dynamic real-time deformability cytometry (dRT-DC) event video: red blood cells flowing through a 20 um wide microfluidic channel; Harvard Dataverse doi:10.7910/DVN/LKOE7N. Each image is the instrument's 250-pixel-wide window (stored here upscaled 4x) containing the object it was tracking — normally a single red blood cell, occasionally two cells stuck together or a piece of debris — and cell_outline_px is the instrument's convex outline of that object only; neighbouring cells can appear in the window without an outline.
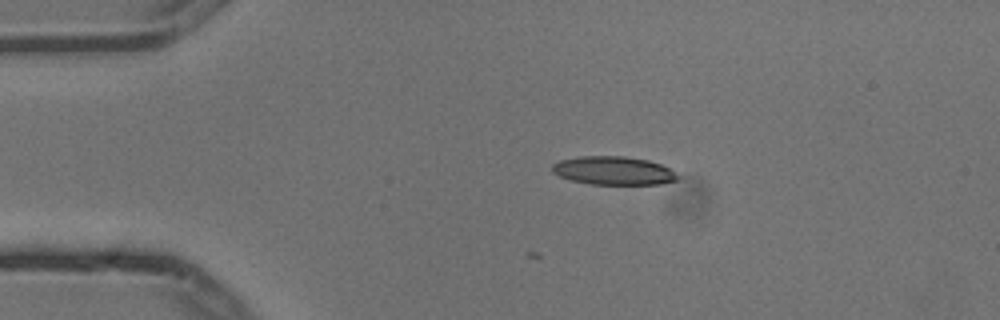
{"species": "common noctule bat (a hibernating species)", "species_latin": "Nyctalus noctula", "temperature_condition": "cold", "stored_images_in_passage": 4, "camera_frame_rate_fps": 3000, "um_per_image_px": 0.085, "animal": {"sex": "male", "body_mass_g": 13.3}, "frame": {"image": 1, "passage_image": 2, "time_ms": 0.333, "image_size_px": [1000, 320], "cell_outline_px": [[684, 176], [680, 180], [660, 184], [588, 184], [572, 180], [560, 176], [552, 172], [552, 164], [560, 160], [580, 156], [624, 156], [648, 160], [660, 164]], "centroid_in_image_um": [52.21, 14.51], "position_along_channel_um": 32.8, "area_um2": 20.98}}
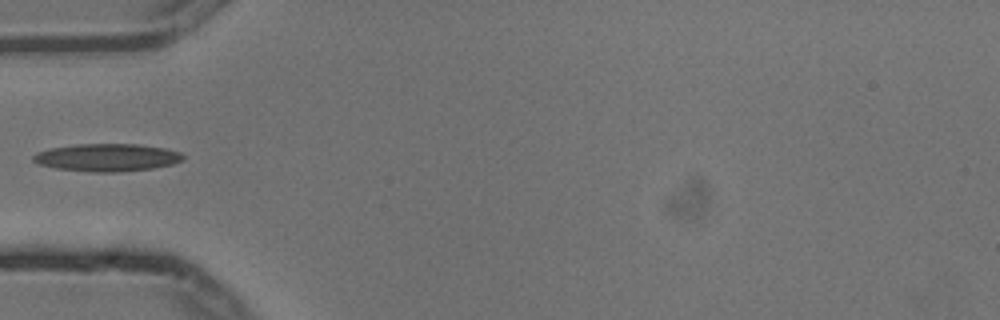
{"frame": {"image": 2, "passage_image": 4, "time_ms": 1.0, "image_size_px": [1000, 320], "cell_outline_px": [[184, 156], [180, 160], [172, 164], [152, 168], [116, 172], [92, 172], [56, 168], [40, 164], [32, 160], [32, 156], [36, 152], [48, 148], [76, 144], [136, 144], [164, 148], [180, 152]], "centroid_in_image_um": [9.05, 13.38], "position_along_channel_um": 76.0, "area_um2": 23.99}}